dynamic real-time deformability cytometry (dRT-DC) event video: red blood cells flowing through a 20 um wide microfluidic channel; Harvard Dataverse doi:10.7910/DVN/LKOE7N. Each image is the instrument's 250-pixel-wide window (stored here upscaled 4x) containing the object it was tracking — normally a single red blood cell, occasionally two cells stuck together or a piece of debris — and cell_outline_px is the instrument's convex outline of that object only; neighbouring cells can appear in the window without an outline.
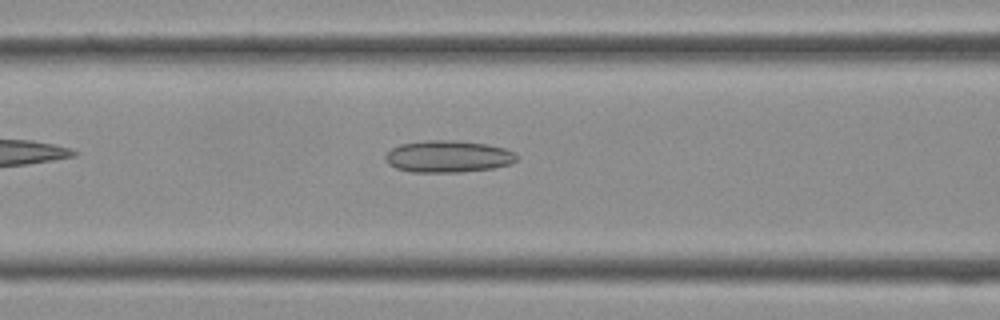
{"species": "Egyptian fruit bat (a non-hibernating species)", "species_latin": "Rousettus aegyptiacus", "temperature_condition": "cold", "stored_images_in_passage": 24, "camera_frame_rate_fps": 3000, "um_per_image_px": 0.085, "frame": {"image": 1, "passage_image": 8, "time_ms": 2.333, "image_size_px": [1000, 320], "cell_outline_px": [[520, 156], [512, 164], [492, 168], [460, 172], [412, 172], [396, 168], [388, 164], [384, 160], [384, 156], [392, 148], [400, 144], [424, 140], [456, 140], [488, 144], [504, 148], [516, 152]], "centroid_in_image_um": [38.11, 13.29], "position_along_channel_um": 128.5, "area_um2": 24.74}}
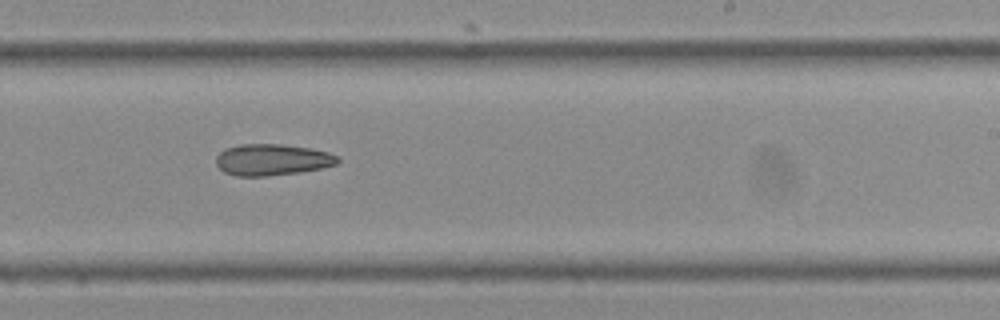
{"frame": {"image": 2, "passage_image": 16, "time_ms": 5.0, "image_size_px": [1000, 320], "cell_outline_px": [[340, 160], [336, 164], [324, 168], [300, 172], [264, 176], [236, 176], [224, 172], [216, 164], [216, 156], [224, 148], [240, 144], [280, 144], [312, 148], [328, 152], [340, 156]], "centroid_in_image_um": [23.15, 13.57], "position_along_channel_um": 265.8, "area_um2": 22.48}}
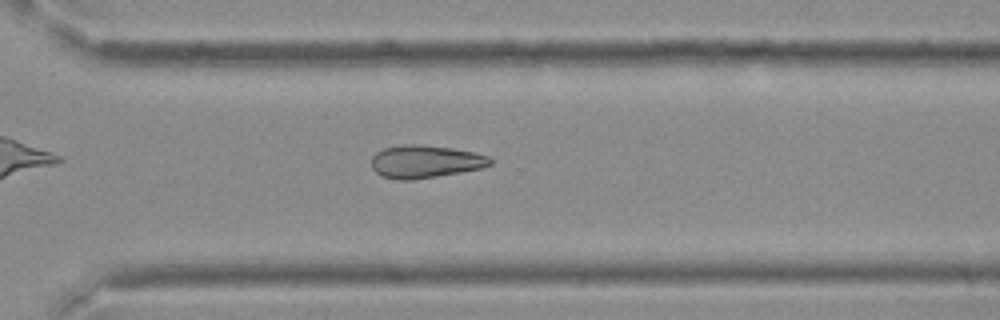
{"frame": {"image": 3, "passage_image": 20, "time_ms": 6.333, "image_size_px": [1000, 320], "cell_outline_px": [[492, 164], [484, 168], [412, 180], [400, 180], [380, 176], [372, 168], [372, 156], [376, 152], [384, 148], [404, 144], [416, 144], [452, 148], [476, 152], [488, 156], [492, 160]], "centroid_in_image_um": [36.15, 13.73], "position_along_channel_um": 334.4, "area_um2": 22.77}}